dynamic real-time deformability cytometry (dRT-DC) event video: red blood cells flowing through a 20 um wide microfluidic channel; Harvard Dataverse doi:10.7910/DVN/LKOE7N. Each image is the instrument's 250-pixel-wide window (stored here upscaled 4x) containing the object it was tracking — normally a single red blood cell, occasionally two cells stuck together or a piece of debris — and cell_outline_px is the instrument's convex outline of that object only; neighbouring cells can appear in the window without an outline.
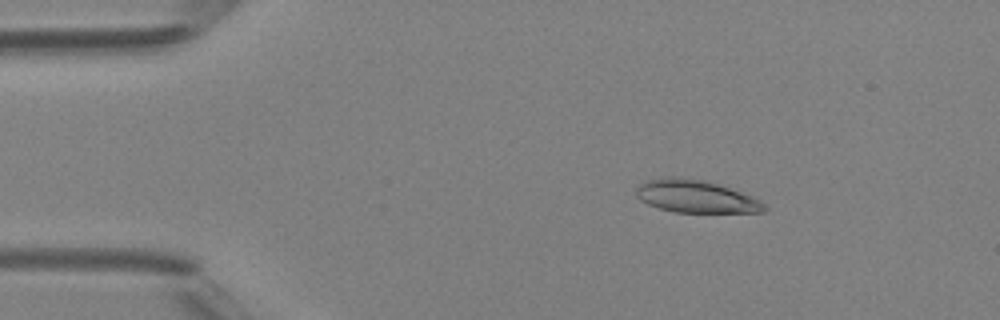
{"species": "Egyptian fruit bat (a non-hibernating species)", "species_latin": "Rousettus aegyptiacus", "temperature_condition": "room temperature", "stored_images_in_passage": 4, "camera_frame_rate_fps": 3000, "um_per_image_px": 0.085, "animal": {"sex": "female"}, "frame": {"image": 1, "passage_image": 1, "time_ms": 0.0, "image_size_px": [1000, 320], "cell_outline_px": [[768, 208], [764, 212], [676, 212], [660, 208], [648, 204], [640, 200], [636, 196], [636, 188], [640, 184], [648, 180], [660, 176], [680, 176], [704, 180], [752, 196], [760, 200]], "centroid_in_image_um": [59.11, 16.68], "position_along_channel_um": 25.9, "area_um2": 24.33}}
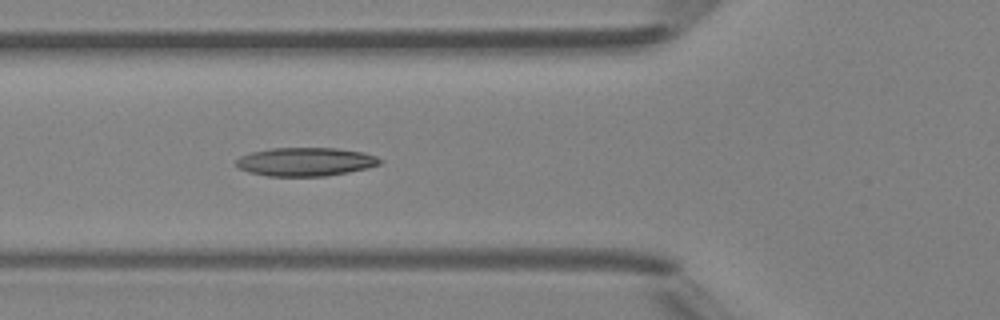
{"frame": {"image": 2, "passage_image": 4, "time_ms": 3.333, "image_size_px": [1000, 320], "cell_outline_px": [[384, 160], [380, 164], [368, 168], [348, 172], [324, 176], [268, 176], [248, 172], [240, 168], [236, 164], [236, 160], [240, 156], [252, 152], [272, 148], [336, 148], [364, 152], [376, 156]], "centroid_in_image_um": [26.0, 13.75], "position_along_channel_um": 99.8, "area_um2": 23.93}}